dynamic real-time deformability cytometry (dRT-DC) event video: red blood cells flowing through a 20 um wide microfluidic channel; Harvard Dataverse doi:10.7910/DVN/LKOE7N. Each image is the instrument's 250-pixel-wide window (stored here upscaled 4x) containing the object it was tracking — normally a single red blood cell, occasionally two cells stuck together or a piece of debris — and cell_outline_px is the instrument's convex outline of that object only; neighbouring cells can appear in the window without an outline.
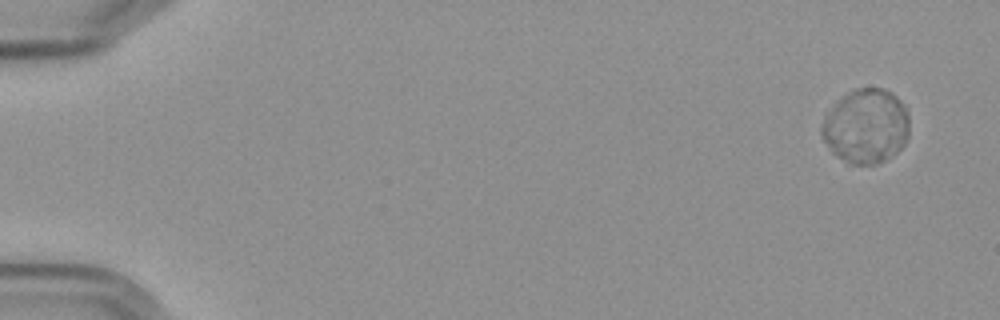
{"species": "Egyptian fruit bat (a non-hibernating species)", "species_latin": "Rousettus aegyptiacus", "temperature_condition": "cold", "stored_images_in_passage": 4, "camera_frame_rate_fps": 3000, "um_per_image_px": 0.085, "frame": {"image": 1, "passage_image": 1, "time_ms": 0.0, "image_size_px": [1000, 320], "cell_outline_px": [[908, 136], [904, 144], [896, 152], [884, 160], [876, 164], [852, 164], [836, 156], [832, 152], [824, 140], [820, 132], [820, 128], [824, 112], [852, 88], [884, 88], [892, 92], [904, 104], [908, 116]], "centroid_in_image_um": [73.57, 10.7], "position_along_channel_um": 11.4, "area_um2": 38.32}}